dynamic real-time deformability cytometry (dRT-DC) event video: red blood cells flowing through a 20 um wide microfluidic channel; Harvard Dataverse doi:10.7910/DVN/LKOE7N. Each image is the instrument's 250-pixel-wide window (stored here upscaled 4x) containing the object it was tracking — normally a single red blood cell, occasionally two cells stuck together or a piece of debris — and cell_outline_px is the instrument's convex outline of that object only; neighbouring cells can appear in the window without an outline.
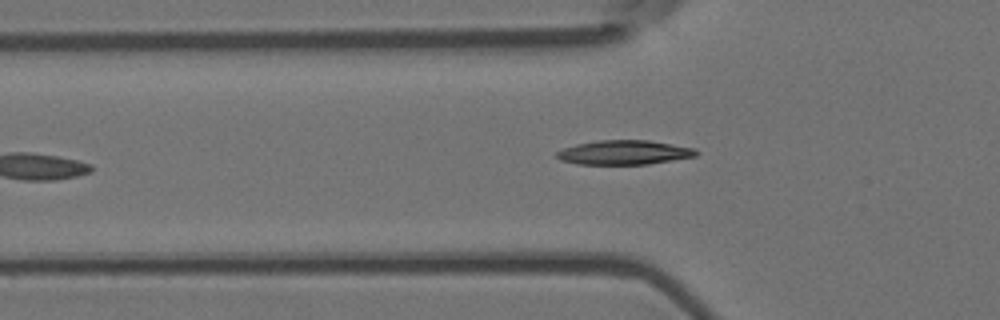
{"species": "Egyptian fruit bat (a non-hibernating species)", "species_latin": "Rousettus aegyptiacus", "temperature_condition": "room temperature", "stored_images_in_passage": 4, "camera_frame_rate_fps": 3000, "um_per_image_px": 0.085, "animal": {"sex": "female"}, "frame": {"image": 1, "passage_image": 4, "time_ms": 1.0, "image_size_px": [1000, 320], "cell_outline_px": [[700, 152], [696, 156], [648, 164], [576, 164], [560, 160], [556, 156], [556, 152], [564, 148], [576, 144], [600, 140], [648, 140], [696, 148]], "centroid_in_image_um": [53.07, 12.96], "position_along_channel_um": 72.7, "area_um2": 19.77}}